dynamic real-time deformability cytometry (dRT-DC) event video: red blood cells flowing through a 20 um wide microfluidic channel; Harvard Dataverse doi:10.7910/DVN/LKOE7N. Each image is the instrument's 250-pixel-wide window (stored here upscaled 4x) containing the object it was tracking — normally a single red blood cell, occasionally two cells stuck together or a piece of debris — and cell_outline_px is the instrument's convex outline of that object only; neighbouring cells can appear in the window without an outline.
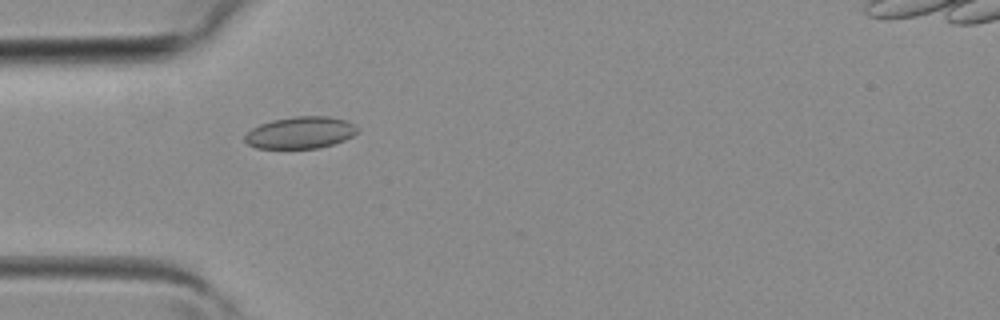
{"species": "common noctule bat (a hibernating species)", "species_latin": "Nyctalus noctula", "temperature_condition": "room temperature", "stored_images_in_passage": 3, "camera_frame_rate_fps": 3000, "um_per_image_px": 0.085, "animal": {"sex": "female", "body_mass_g": 19.3, "forearm_length_mm": 54.1}, "frame": {"image": 1, "passage_image": 3, "time_ms": 0.667, "image_size_px": [1000, 320], "cell_outline_px": [[360, 128], [352, 136], [344, 140], [332, 144], [316, 148], [256, 148], [248, 144], [244, 140], [244, 136], [252, 128], [260, 124], [272, 120], [296, 116], [328, 116], [348, 120]], "centroid_in_image_um": [25.55, 11.26], "position_along_channel_um": 59.5, "area_um2": 20.92}}